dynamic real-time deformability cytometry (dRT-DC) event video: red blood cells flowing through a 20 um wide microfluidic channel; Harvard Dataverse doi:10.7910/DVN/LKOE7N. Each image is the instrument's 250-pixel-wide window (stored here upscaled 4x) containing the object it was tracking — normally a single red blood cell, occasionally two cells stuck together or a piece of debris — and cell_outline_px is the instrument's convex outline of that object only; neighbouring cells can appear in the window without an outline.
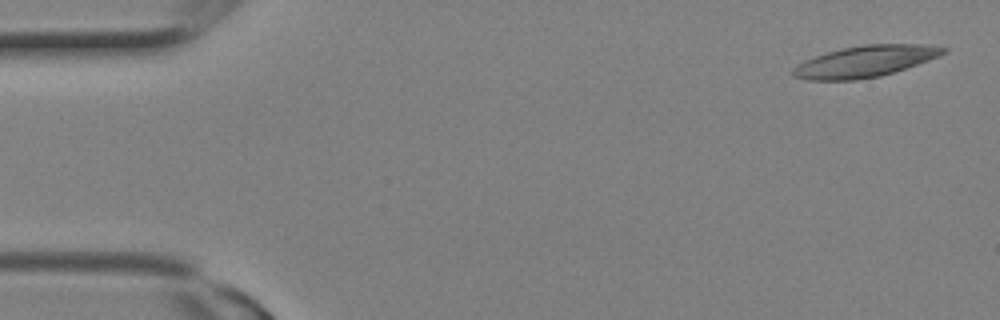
{"species": "Egyptian fruit bat (a non-hibernating species)", "species_latin": "Rousettus aegyptiacus", "temperature_condition": "room temperature", "stored_images_in_passage": 12, "camera_frame_rate_fps": 3000, "um_per_image_px": 0.085, "animal": {"sex": "female"}, "frame": {"image": 1, "passage_image": 1, "time_ms": 0.0, "image_size_px": [1000, 320], "cell_outline_px": [[948, 52], [940, 56], [880, 76], [856, 80], [808, 80], [792, 76], [792, 68], [796, 64], [804, 60], [828, 52], [844, 48], [864, 44], [924, 44], [948, 48]], "centroid_in_image_um": [73.52, 5.22], "position_along_channel_um": 11.5, "area_um2": 27.34}}
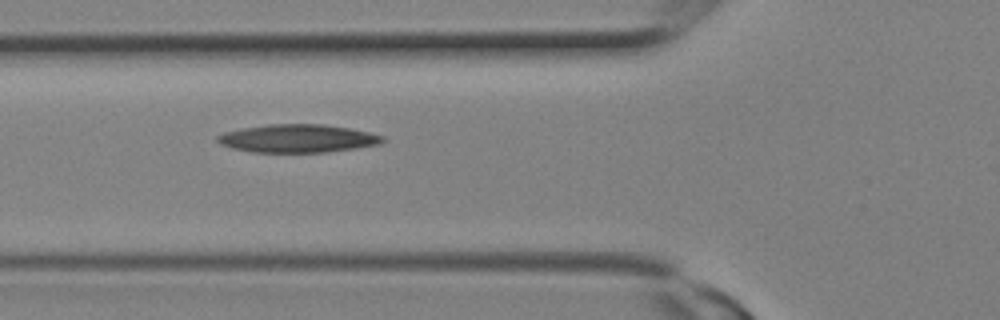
{"frame": {"image": 2, "passage_image": 9, "time_ms": 2.667, "image_size_px": [1000, 320], "cell_outline_px": [[384, 140], [380, 144], [356, 148], [328, 152], [248, 152], [232, 148], [220, 144], [216, 140], [216, 136], [224, 132], [244, 128], [268, 124], [324, 124], [348, 128], [368, 132], [384, 136]], "centroid_in_image_um": [25.28, 11.77], "position_along_channel_um": 100.5, "area_um2": 27.05}}
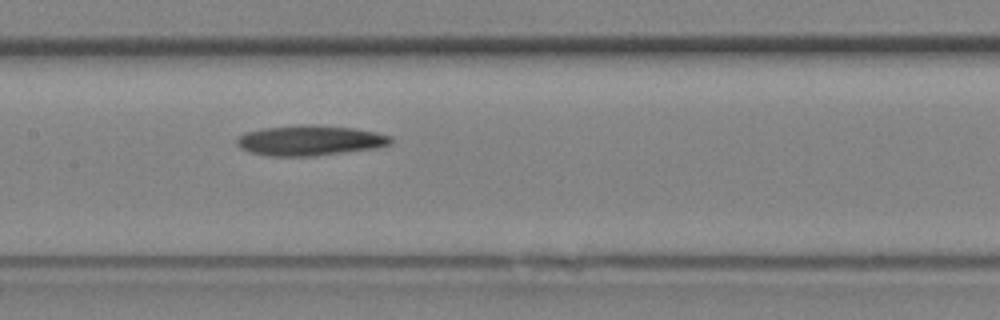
{"frame": {"image": 3, "passage_image": 12, "time_ms": 3.667, "image_size_px": [1000, 320], "cell_outline_px": [[392, 144], [376, 148], [312, 156], [268, 156], [248, 152], [240, 148], [236, 144], [236, 136], [244, 132], [264, 128], [304, 124], [352, 128], [376, 132], [392, 136]], "centroid_in_image_um": [26.3, 11.94], "position_along_channel_um": 181.1, "area_um2": 27.22}}